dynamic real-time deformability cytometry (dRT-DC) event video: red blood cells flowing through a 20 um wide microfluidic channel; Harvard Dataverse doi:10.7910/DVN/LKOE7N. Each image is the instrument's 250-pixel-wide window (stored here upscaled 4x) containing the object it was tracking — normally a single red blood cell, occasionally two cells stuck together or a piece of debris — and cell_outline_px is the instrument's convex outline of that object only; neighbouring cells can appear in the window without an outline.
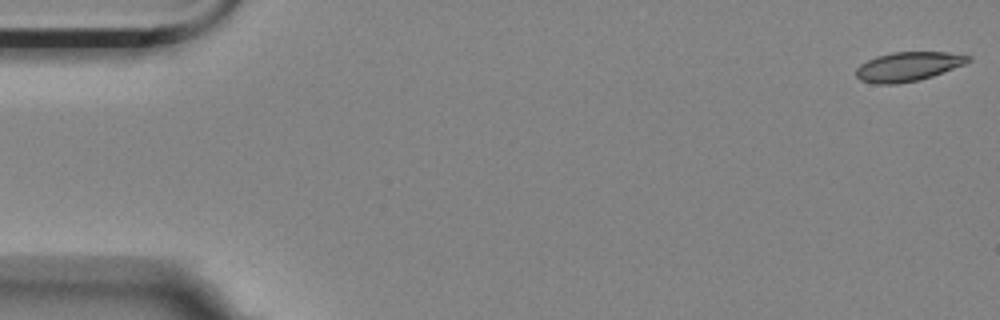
{"species": "Egyptian fruit bat (a non-hibernating species)", "species_latin": "Rousettus aegyptiacus", "temperature_condition": "room temperature", "stored_images_in_passage": 6, "segment_of_instrument_passage": [1, 2], "camera_frame_rate_fps": 3000, "um_per_image_px": 0.085, "animal": {"sex": "female"}, "frame": {"image": 1, "passage_image": 1, "time_ms": 0.0, "image_size_px": [1000, 320], "cell_outline_px": [[972, 60], [964, 64], [932, 76], [920, 80], [896, 84], [876, 84], [860, 80], [856, 76], [856, 68], [860, 64], [876, 56], [892, 52], [948, 52], [972, 56]], "centroid_in_image_um": [77.18, 5.65], "position_along_channel_um": 7.8, "area_um2": 19.13}}
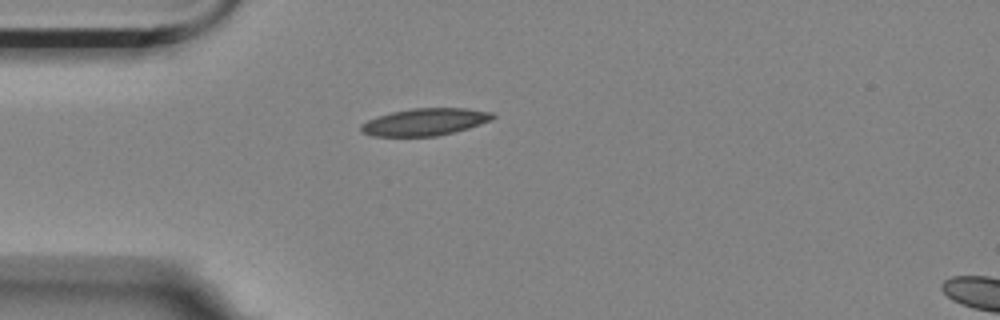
{"frame": {"image": 2, "passage_image": 5, "time_ms": 1.333, "image_size_px": [1000, 320], "cell_outline_px": [[496, 116], [492, 120], [468, 128], [436, 136], [372, 136], [360, 132], [360, 124], [376, 116], [392, 112], [412, 108], [468, 108], [492, 112]], "centroid_in_image_um": [36.1, 10.36], "position_along_channel_um": 48.9, "area_um2": 20.92}}